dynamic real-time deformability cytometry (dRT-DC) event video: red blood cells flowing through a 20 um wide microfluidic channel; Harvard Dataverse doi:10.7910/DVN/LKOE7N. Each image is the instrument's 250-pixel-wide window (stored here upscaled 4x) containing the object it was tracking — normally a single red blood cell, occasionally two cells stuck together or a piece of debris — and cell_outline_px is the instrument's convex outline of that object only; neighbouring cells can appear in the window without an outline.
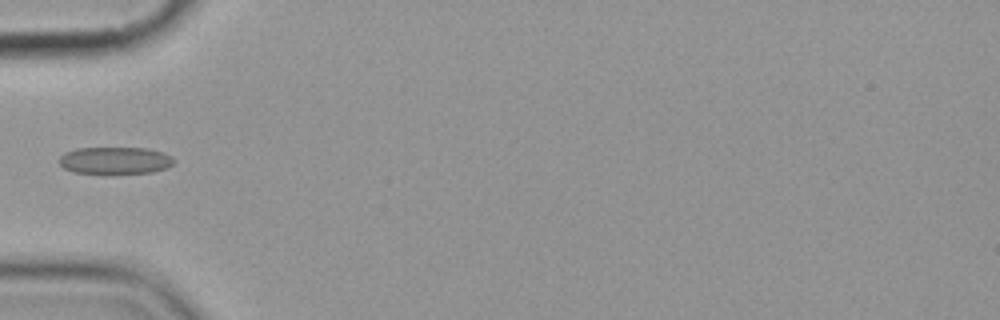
{"species": "common noctule bat (a hibernating species)", "species_latin": "Nyctalus noctula", "temperature_condition": "cold", "stored_images_in_passage": 6, "camera_frame_rate_fps": 3000, "um_per_image_px": 0.085, "animal": {"sex": "female", "body_mass_g": 19.9}, "frame": {"image": 1, "passage_image": 6, "time_ms": 5.667, "image_size_px": [1000, 320], "cell_outline_px": [[172, 164], [168, 168], [152, 172], [112, 176], [104, 176], [72, 172], [64, 168], [60, 164], [60, 156], [64, 152], [76, 148], [144, 148], [160, 152], [168, 156], [172, 160]], "centroid_in_image_um": [9.7, 13.7], "position_along_channel_um": 75.3, "area_um2": 18.79}}